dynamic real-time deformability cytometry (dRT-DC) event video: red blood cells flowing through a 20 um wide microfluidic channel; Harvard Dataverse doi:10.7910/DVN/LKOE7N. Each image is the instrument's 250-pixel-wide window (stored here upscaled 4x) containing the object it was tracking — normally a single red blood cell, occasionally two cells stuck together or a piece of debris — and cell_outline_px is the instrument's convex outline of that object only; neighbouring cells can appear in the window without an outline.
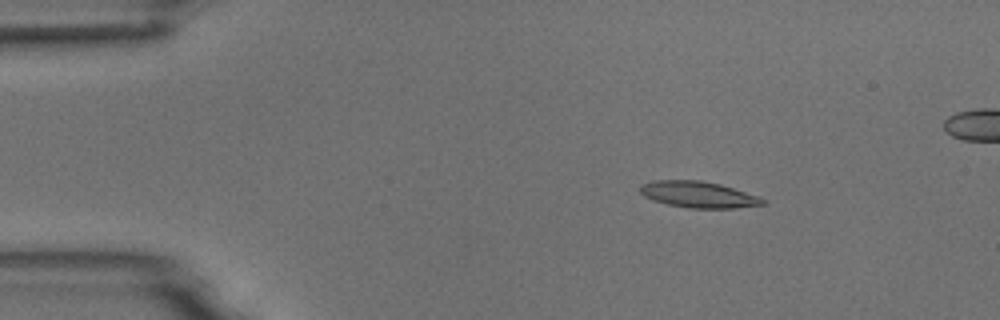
{"species": "common noctule bat (a hibernating species)", "species_latin": "Nyctalus noctula", "temperature_condition": "room temperature", "stored_images_in_passage": 5, "camera_frame_rate_fps": 3000, "um_per_image_px": 0.085, "animal": {"sex": "male", "body_mass_g": 18.8}, "frame": {"image": 1, "passage_image": 2, "time_ms": 1.0, "image_size_px": [1000, 320], "cell_outline_px": [[764, 204], [736, 208], [692, 208], [668, 204], [652, 200], [644, 196], [640, 192], [640, 184], [652, 180], [700, 180], [720, 184], [760, 196], [764, 200]], "centroid_in_image_um": [59.34, 16.52], "position_along_channel_um": 25.7, "area_um2": 18.79}}